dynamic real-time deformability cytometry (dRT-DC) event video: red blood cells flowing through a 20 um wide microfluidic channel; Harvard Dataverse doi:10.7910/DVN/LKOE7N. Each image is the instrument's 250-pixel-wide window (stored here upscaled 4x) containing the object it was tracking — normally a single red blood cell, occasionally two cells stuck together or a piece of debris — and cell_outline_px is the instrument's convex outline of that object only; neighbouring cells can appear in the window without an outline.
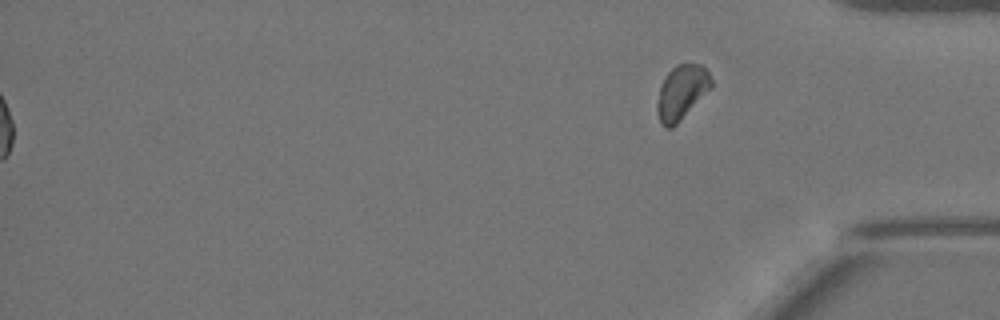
{"species": "Egyptian fruit bat (a non-hibernating species)", "species_latin": "Rousettus aegyptiacus", "temperature_condition": "warm", "stored_images_in_passage": 43, "segment_of_instrument_passage": [2, 2], "camera_frame_rate_fps": 3000, "um_per_image_px": 0.085, "animal": {"sex": "female"}, "frame": {"image": 1, "passage_image": 43, "time_ms": 14.0, "image_size_px": [1000, 320], "cell_outline_px": [[712, 88], [672, 128], [664, 128], [656, 112], [656, 104], [660, 88], [668, 72], [676, 64], [700, 64], [708, 72], [712, 80]], "centroid_in_image_um": [57.94, 7.85], "position_along_channel_um": 377.3, "area_um2": 16.99}}